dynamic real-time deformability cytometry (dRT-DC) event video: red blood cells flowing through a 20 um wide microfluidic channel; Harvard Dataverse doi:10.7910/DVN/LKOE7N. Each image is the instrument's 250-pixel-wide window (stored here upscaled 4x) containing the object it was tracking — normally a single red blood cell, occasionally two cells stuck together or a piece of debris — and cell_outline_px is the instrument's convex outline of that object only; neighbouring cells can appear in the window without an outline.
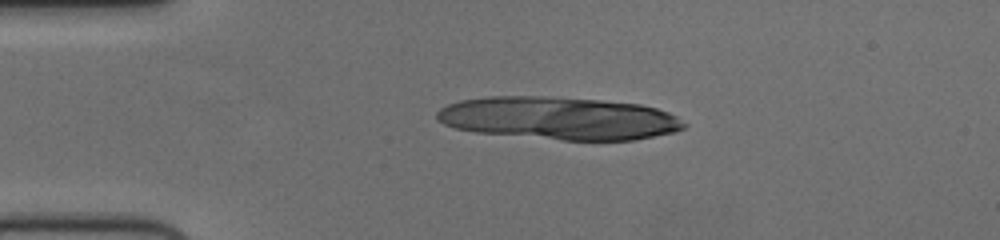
{"species": "human", "species_latin": "Homo sapiens", "temperature_condition": "cold", "stored_images_in_passage": 15, "camera_frame_rate_fps": 3000, "um_per_image_px": 0.085, "donor": {"sex": "female"}, "frame": {"image": 1, "passage_image": 9, "time_ms": 2.667, "image_size_px": [1000, 240], "cell_outline_px": [[688, 124], [684, 128], [676, 132], [636, 140], [560, 140], [476, 132], [456, 128], [444, 124], [436, 120], [436, 112], [440, 108], [448, 104], [460, 100], [488, 96], [544, 96], [600, 100], [640, 104], [656, 108], [668, 112], [676, 116]], "centroid_in_image_um": [47.52, 10.05], "position_along_channel_um": 37.5, "area_um2": 61.9}}